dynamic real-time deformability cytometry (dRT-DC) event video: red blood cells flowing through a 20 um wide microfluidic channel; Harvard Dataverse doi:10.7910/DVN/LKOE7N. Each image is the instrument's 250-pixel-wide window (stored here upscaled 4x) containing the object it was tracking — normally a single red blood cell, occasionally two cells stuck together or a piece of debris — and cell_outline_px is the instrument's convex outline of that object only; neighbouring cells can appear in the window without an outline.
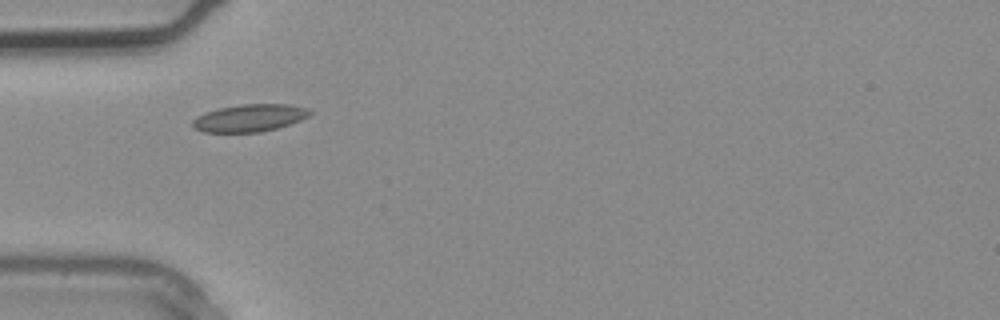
{"species": "common noctule bat (a hibernating species)", "species_latin": "Nyctalus noctula", "temperature_condition": "warm", "stored_images_in_passage": 3, "camera_frame_rate_fps": 3000, "um_per_image_px": 0.085, "animal": {"sex": "male", "body_mass_g": 20.4}, "frame": {"image": 1, "passage_image": 3, "time_ms": 0.667, "image_size_px": [1000, 320], "cell_outline_px": [[316, 112], [300, 120], [276, 128], [260, 132], [204, 132], [196, 128], [192, 124], [192, 120], [196, 116], [204, 112], [220, 108], [240, 104], [288, 104], [308, 108]], "centroid_in_image_um": [21.23, 10.01], "position_along_channel_um": 63.8, "area_um2": 18.73}}